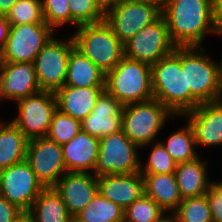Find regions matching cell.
Masks as SVG:
<instances>
[{
	"label": "cell",
	"instance_id": "5bb4252c",
	"mask_svg": "<svg viewBox=\"0 0 222 222\" xmlns=\"http://www.w3.org/2000/svg\"><path fill=\"white\" fill-rule=\"evenodd\" d=\"M25 160L44 187H53L67 172L61 145L47 137L28 140Z\"/></svg>",
	"mask_w": 222,
	"mask_h": 222
},
{
	"label": "cell",
	"instance_id": "4fadbf2b",
	"mask_svg": "<svg viewBox=\"0 0 222 222\" xmlns=\"http://www.w3.org/2000/svg\"><path fill=\"white\" fill-rule=\"evenodd\" d=\"M44 188L26 160L0 170V195L23 213L30 211Z\"/></svg>",
	"mask_w": 222,
	"mask_h": 222
},
{
	"label": "cell",
	"instance_id": "ba28073f",
	"mask_svg": "<svg viewBox=\"0 0 222 222\" xmlns=\"http://www.w3.org/2000/svg\"><path fill=\"white\" fill-rule=\"evenodd\" d=\"M176 47L170 38L165 18L161 16L124 43V56L152 66L173 53Z\"/></svg>",
	"mask_w": 222,
	"mask_h": 222
},
{
	"label": "cell",
	"instance_id": "5b68a950",
	"mask_svg": "<svg viewBox=\"0 0 222 222\" xmlns=\"http://www.w3.org/2000/svg\"><path fill=\"white\" fill-rule=\"evenodd\" d=\"M203 52L200 46L186 47V89H190V111L201 103L222 100L218 63Z\"/></svg>",
	"mask_w": 222,
	"mask_h": 222
},
{
	"label": "cell",
	"instance_id": "d6a6232c",
	"mask_svg": "<svg viewBox=\"0 0 222 222\" xmlns=\"http://www.w3.org/2000/svg\"><path fill=\"white\" fill-rule=\"evenodd\" d=\"M70 24L76 27L84 24H95L104 21L105 13L95 0H68Z\"/></svg>",
	"mask_w": 222,
	"mask_h": 222
},
{
	"label": "cell",
	"instance_id": "d590c367",
	"mask_svg": "<svg viewBox=\"0 0 222 222\" xmlns=\"http://www.w3.org/2000/svg\"><path fill=\"white\" fill-rule=\"evenodd\" d=\"M213 222H222V181L212 182L206 193Z\"/></svg>",
	"mask_w": 222,
	"mask_h": 222
},
{
	"label": "cell",
	"instance_id": "4dcf8cb0",
	"mask_svg": "<svg viewBox=\"0 0 222 222\" xmlns=\"http://www.w3.org/2000/svg\"><path fill=\"white\" fill-rule=\"evenodd\" d=\"M81 130V121L56 110L53 114L49 131L46 135L59 145L69 142Z\"/></svg>",
	"mask_w": 222,
	"mask_h": 222
},
{
	"label": "cell",
	"instance_id": "9a60e30c",
	"mask_svg": "<svg viewBox=\"0 0 222 222\" xmlns=\"http://www.w3.org/2000/svg\"><path fill=\"white\" fill-rule=\"evenodd\" d=\"M71 216L82 211L98 192V176L91 172H66L53 186Z\"/></svg>",
	"mask_w": 222,
	"mask_h": 222
},
{
	"label": "cell",
	"instance_id": "d6986e66",
	"mask_svg": "<svg viewBox=\"0 0 222 222\" xmlns=\"http://www.w3.org/2000/svg\"><path fill=\"white\" fill-rule=\"evenodd\" d=\"M98 191L125 210L145 194L144 177L140 172L98 176Z\"/></svg>",
	"mask_w": 222,
	"mask_h": 222
},
{
	"label": "cell",
	"instance_id": "f546056e",
	"mask_svg": "<svg viewBox=\"0 0 222 222\" xmlns=\"http://www.w3.org/2000/svg\"><path fill=\"white\" fill-rule=\"evenodd\" d=\"M165 211L145 194L125 209L124 222H161Z\"/></svg>",
	"mask_w": 222,
	"mask_h": 222
},
{
	"label": "cell",
	"instance_id": "bcb514c9",
	"mask_svg": "<svg viewBox=\"0 0 222 222\" xmlns=\"http://www.w3.org/2000/svg\"><path fill=\"white\" fill-rule=\"evenodd\" d=\"M161 222H173L172 217L167 216L163 221Z\"/></svg>",
	"mask_w": 222,
	"mask_h": 222
},
{
	"label": "cell",
	"instance_id": "1f68e13d",
	"mask_svg": "<svg viewBox=\"0 0 222 222\" xmlns=\"http://www.w3.org/2000/svg\"><path fill=\"white\" fill-rule=\"evenodd\" d=\"M6 18L10 25L45 23L42 0H18Z\"/></svg>",
	"mask_w": 222,
	"mask_h": 222
},
{
	"label": "cell",
	"instance_id": "e575fe53",
	"mask_svg": "<svg viewBox=\"0 0 222 222\" xmlns=\"http://www.w3.org/2000/svg\"><path fill=\"white\" fill-rule=\"evenodd\" d=\"M68 0H42L45 23L54 31L56 27L70 24Z\"/></svg>",
	"mask_w": 222,
	"mask_h": 222
},
{
	"label": "cell",
	"instance_id": "d4e9b609",
	"mask_svg": "<svg viewBox=\"0 0 222 222\" xmlns=\"http://www.w3.org/2000/svg\"><path fill=\"white\" fill-rule=\"evenodd\" d=\"M32 222H69L72 217L54 187H45L28 212Z\"/></svg>",
	"mask_w": 222,
	"mask_h": 222
},
{
	"label": "cell",
	"instance_id": "2e32d148",
	"mask_svg": "<svg viewBox=\"0 0 222 222\" xmlns=\"http://www.w3.org/2000/svg\"><path fill=\"white\" fill-rule=\"evenodd\" d=\"M1 97L19 101L40 92L34 63L0 62Z\"/></svg>",
	"mask_w": 222,
	"mask_h": 222
},
{
	"label": "cell",
	"instance_id": "52a82bcc",
	"mask_svg": "<svg viewBox=\"0 0 222 222\" xmlns=\"http://www.w3.org/2000/svg\"><path fill=\"white\" fill-rule=\"evenodd\" d=\"M136 146L122 130L99 139L98 160L93 174H131L140 172Z\"/></svg>",
	"mask_w": 222,
	"mask_h": 222
},
{
	"label": "cell",
	"instance_id": "603a6c76",
	"mask_svg": "<svg viewBox=\"0 0 222 222\" xmlns=\"http://www.w3.org/2000/svg\"><path fill=\"white\" fill-rule=\"evenodd\" d=\"M64 86L105 87V73L74 46L69 54Z\"/></svg>",
	"mask_w": 222,
	"mask_h": 222
},
{
	"label": "cell",
	"instance_id": "f1b7e54d",
	"mask_svg": "<svg viewBox=\"0 0 222 222\" xmlns=\"http://www.w3.org/2000/svg\"><path fill=\"white\" fill-rule=\"evenodd\" d=\"M171 217L173 222H213L206 194L183 199Z\"/></svg>",
	"mask_w": 222,
	"mask_h": 222
},
{
	"label": "cell",
	"instance_id": "cb8c5ba5",
	"mask_svg": "<svg viewBox=\"0 0 222 222\" xmlns=\"http://www.w3.org/2000/svg\"><path fill=\"white\" fill-rule=\"evenodd\" d=\"M145 195L153 199L164 211L173 213L183 200L177 185L175 173L142 174Z\"/></svg>",
	"mask_w": 222,
	"mask_h": 222
},
{
	"label": "cell",
	"instance_id": "ffe728a7",
	"mask_svg": "<svg viewBox=\"0 0 222 222\" xmlns=\"http://www.w3.org/2000/svg\"><path fill=\"white\" fill-rule=\"evenodd\" d=\"M61 147L67 172H94L98 160L99 138L80 130Z\"/></svg>",
	"mask_w": 222,
	"mask_h": 222
},
{
	"label": "cell",
	"instance_id": "30bf717a",
	"mask_svg": "<svg viewBox=\"0 0 222 222\" xmlns=\"http://www.w3.org/2000/svg\"><path fill=\"white\" fill-rule=\"evenodd\" d=\"M55 31L46 23L10 25L0 62H31L53 37Z\"/></svg>",
	"mask_w": 222,
	"mask_h": 222
},
{
	"label": "cell",
	"instance_id": "44dd1931",
	"mask_svg": "<svg viewBox=\"0 0 222 222\" xmlns=\"http://www.w3.org/2000/svg\"><path fill=\"white\" fill-rule=\"evenodd\" d=\"M105 87L63 86L55 92L57 109L79 121L84 120L93 110Z\"/></svg>",
	"mask_w": 222,
	"mask_h": 222
},
{
	"label": "cell",
	"instance_id": "836d02e7",
	"mask_svg": "<svg viewBox=\"0 0 222 222\" xmlns=\"http://www.w3.org/2000/svg\"><path fill=\"white\" fill-rule=\"evenodd\" d=\"M149 160L145 166L141 163V174H171L175 173L177 163L166 151L163 144L159 141L156 142L151 148ZM144 167V168H143Z\"/></svg>",
	"mask_w": 222,
	"mask_h": 222
},
{
	"label": "cell",
	"instance_id": "f35d334b",
	"mask_svg": "<svg viewBox=\"0 0 222 222\" xmlns=\"http://www.w3.org/2000/svg\"><path fill=\"white\" fill-rule=\"evenodd\" d=\"M10 30V23L7 21L6 15L0 14V54L5 47L8 34Z\"/></svg>",
	"mask_w": 222,
	"mask_h": 222
},
{
	"label": "cell",
	"instance_id": "f6af8a7d",
	"mask_svg": "<svg viewBox=\"0 0 222 222\" xmlns=\"http://www.w3.org/2000/svg\"><path fill=\"white\" fill-rule=\"evenodd\" d=\"M69 222H83V221L77 219L75 216H72V217L70 218Z\"/></svg>",
	"mask_w": 222,
	"mask_h": 222
},
{
	"label": "cell",
	"instance_id": "7a4b0ae2",
	"mask_svg": "<svg viewBox=\"0 0 222 222\" xmlns=\"http://www.w3.org/2000/svg\"><path fill=\"white\" fill-rule=\"evenodd\" d=\"M154 99L160 101L174 115L190 111V89H186V47L174 52L151 66ZM179 114V115H178Z\"/></svg>",
	"mask_w": 222,
	"mask_h": 222
},
{
	"label": "cell",
	"instance_id": "8fae6325",
	"mask_svg": "<svg viewBox=\"0 0 222 222\" xmlns=\"http://www.w3.org/2000/svg\"><path fill=\"white\" fill-rule=\"evenodd\" d=\"M74 46L72 36L64 41L53 36L38 53L33 63L41 90L56 92L64 86L69 54Z\"/></svg>",
	"mask_w": 222,
	"mask_h": 222
},
{
	"label": "cell",
	"instance_id": "e0dca14e",
	"mask_svg": "<svg viewBox=\"0 0 222 222\" xmlns=\"http://www.w3.org/2000/svg\"><path fill=\"white\" fill-rule=\"evenodd\" d=\"M184 115L194 130L196 146L222 144V100L201 103Z\"/></svg>",
	"mask_w": 222,
	"mask_h": 222
},
{
	"label": "cell",
	"instance_id": "484cf974",
	"mask_svg": "<svg viewBox=\"0 0 222 222\" xmlns=\"http://www.w3.org/2000/svg\"><path fill=\"white\" fill-rule=\"evenodd\" d=\"M28 139L10 121L0 122V170L25 160Z\"/></svg>",
	"mask_w": 222,
	"mask_h": 222
},
{
	"label": "cell",
	"instance_id": "8992f818",
	"mask_svg": "<svg viewBox=\"0 0 222 222\" xmlns=\"http://www.w3.org/2000/svg\"><path fill=\"white\" fill-rule=\"evenodd\" d=\"M174 115L160 101L125 105L122 111L121 130L139 148L148 146L155 140L168 117Z\"/></svg>",
	"mask_w": 222,
	"mask_h": 222
},
{
	"label": "cell",
	"instance_id": "ac0fdd59",
	"mask_svg": "<svg viewBox=\"0 0 222 222\" xmlns=\"http://www.w3.org/2000/svg\"><path fill=\"white\" fill-rule=\"evenodd\" d=\"M123 107L115 97L104 91L97 99L92 112L81 121V130L99 139L119 132Z\"/></svg>",
	"mask_w": 222,
	"mask_h": 222
},
{
	"label": "cell",
	"instance_id": "9c48e42d",
	"mask_svg": "<svg viewBox=\"0 0 222 222\" xmlns=\"http://www.w3.org/2000/svg\"><path fill=\"white\" fill-rule=\"evenodd\" d=\"M18 115L11 122L28 140L46 137L57 110L55 92L43 91L17 101Z\"/></svg>",
	"mask_w": 222,
	"mask_h": 222
},
{
	"label": "cell",
	"instance_id": "7bdbcfd3",
	"mask_svg": "<svg viewBox=\"0 0 222 222\" xmlns=\"http://www.w3.org/2000/svg\"><path fill=\"white\" fill-rule=\"evenodd\" d=\"M12 222H32L28 213H22L17 219Z\"/></svg>",
	"mask_w": 222,
	"mask_h": 222
},
{
	"label": "cell",
	"instance_id": "ab89813d",
	"mask_svg": "<svg viewBox=\"0 0 222 222\" xmlns=\"http://www.w3.org/2000/svg\"><path fill=\"white\" fill-rule=\"evenodd\" d=\"M120 1L121 0H95L96 4L104 13L116 6Z\"/></svg>",
	"mask_w": 222,
	"mask_h": 222
},
{
	"label": "cell",
	"instance_id": "83f0119b",
	"mask_svg": "<svg viewBox=\"0 0 222 222\" xmlns=\"http://www.w3.org/2000/svg\"><path fill=\"white\" fill-rule=\"evenodd\" d=\"M161 143L177 164L199 157L195 151L196 140L194 130L189 122L185 128L170 134L167 142L162 141Z\"/></svg>",
	"mask_w": 222,
	"mask_h": 222
},
{
	"label": "cell",
	"instance_id": "60d3db41",
	"mask_svg": "<svg viewBox=\"0 0 222 222\" xmlns=\"http://www.w3.org/2000/svg\"><path fill=\"white\" fill-rule=\"evenodd\" d=\"M18 0H0V14L6 15Z\"/></svg>",
	"mask_w": 222,
	"mask_h": 222
},
{
	"label": "cell",
	"instance_id": "7dc6e473",
	"mask_svg": "<svg viewBox=\"0 0 222 222\" xmlns=\"http://www.w3.org/2000/svg\"><path fill=\"white\" fill-rule=\"evenodd\" d=\"M2 100V97H1V87H0V101Z\"/></svg>",
	"mask_w": 222,
	"mask_h": 222
},
{
	"label": "cell",
	"instance_id": "ee69618b",
	"mask_svg": "<svg viewBox=\"0 0 222 222\" xmlns=\"http://www.w3.org/2000/svg\"><path fill=\"white\" fill-rule=\"evenodd\" d=\"M218 71H219V77L222 84V62L218 63Z\"/></svg>",
	"mask_w": 222,
	"mask_h": 222
},
{
	"label": "cell",
	"instance_id": "277c9868",
	"mask_svg": "<svg viewBox=\"0 0 222 222\" xmlns=\"http://www.w3.org/2000/svg\"><path fill=\"white\" fill-rule=\"evenodd\" d=\"M73 33L75 47L105 74L124 57V44L104 21L84 24Z\"/></svg>",
	"mask_w": 222,
	"mask_h": 222
},
{
	"label": "cell",
	"instance_id": "3957f363",
	"mask_svg": "<svg viewBox=\"0 0 222 222\" xmlns=\"http://www.w3.org/2000/svg\"><path fill=\"white\" fill-rule=\"evenodd\" d=\"M105 91L123 106L154 99L151 66L124 56L105 74Z\"/></svg>",
	"mask_w": 222,
	"mask_h": 222
},
{
	"label": "cell",
	"instance_id": "6da1fadb",
	"mask_svg": "<svg viewBox=\"0 0 222 222\" xmlns=\"http://www.w3.org/2000/svg\"><path fill=\"white\" fill-rule=\"evenodd\" d=\"M214 0H169L162 9L169 35L177 47L200 46L214 27Z\"/></svg>",
	"mask_w": 222,
	"mask_h": 222
},
{
	"label": "cell",
	"instance_id": "74e56055",
	"mask_svg": "<svg viewBox=\"0 0 222 222\" xmlns=\"http://www.w3.org/2000/svg\"><path fill=\"white\" fill-rule=\"evenodd\" d=\"M213 12L216 35H222V0H214Z\"/></svg>",
	"mask_w": 222,
	"mask_h": 222
},
{
	"label": "cell",
	"instance_id": "8d00e7d4",
	"mask_svg": "<svg viewBox=\"0 0 222 222\" xmlns=\"http://www.w3.org/2000/svg\"><path fill=\"white\" fill-rule=\"evenodd\" d=\"M23 212L0 195V222H12Z\"/></svg>",
	"mask_w": 222,
	"mask_h": 222
},
{
	"label": "cell",
	"instance_id": "7c38bea8",
	"mask_svg": "<svg viewBox=\"0 0 222 222\" xmlns=\"http://www.w3.org/2000/svg\"><path fill=\"white\" fill-rule=\"evenodd\" d=\"M162 16L157 5L138 0H121L105 13V22L124 44L145 26Z\"/></svg>",
	"mask_w": 222,
	"mask_h": 222
},
{
	"label": "cell",
	"instance_id": "7402d4cb",
	"mask_svg": "<svg viewBox=\"0 0 222 222\" xmlns=\"http://www.w3.org/2000/svg\"><path fill=\"white\" fill-rule=\"evenodd\" d=\"M206 161L199 157L177 164L175 176L182 199L205 195L212 182L208 181Z\"/></svg>",
	"mask_w": 222,
	"mask_h": 222
},
{
	"label": "cell",
	"instance_id": "4316f807",
	"mask_svg": "<svg viewBox=\"0 0 222 222\" xmlns=\"http://www.w3.org/2000/svg\"><path fill=\"white\" fill-rule=\"evenodd\" d=\"M124 213L118 204L104 198L98 191L75 217L83 222H124Z\"/></svg>",
	"mask_w": 222,
	"mask_h": 222
},
{
	"label": "cell",
	"instance_id": "b9f144b4",
	"mask_svg": "<svg viewBox=\"0 0 222 222\" xmlns=\"http://www.w3.org/2000/svg\"><path fill=\"white\" fill-rule=\"evenodd\" d=\"M138 1L157 5L160 9H163L166 6V4L169 2V0H138Z\"/></svg>",
	"mask_w": 222,
	"mask_h": 222
}]
</instances>
